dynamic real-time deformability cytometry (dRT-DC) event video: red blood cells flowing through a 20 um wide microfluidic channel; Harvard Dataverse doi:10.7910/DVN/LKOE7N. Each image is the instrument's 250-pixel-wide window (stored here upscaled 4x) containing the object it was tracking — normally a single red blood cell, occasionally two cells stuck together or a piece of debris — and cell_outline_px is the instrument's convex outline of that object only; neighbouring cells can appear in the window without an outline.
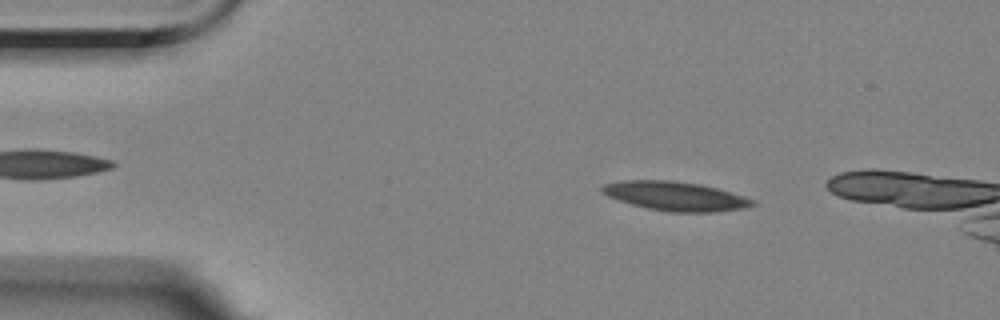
{"species": "Egyptian fruit bat (a non-hibernating species)", "species_latin": "Rousettus aegyptiacus", "temperature_condition": "room temperature", "stored_images_in_passage": 4, "camera_frame_rate_fps": 3000, "um_per_image_px": 0.085, "animal": {"sex": "female"}, "frame": {"image": 1, "passage_image": 2, "time_ms": 1.333, "image_size_px": [1000, 320], "cell_outline_px": [[760, 204], [748, 208], [716, 212], [672, 212], [648, 208], [632, 204], [608, 196], [600, 192], [600, 188], [604, 184], [620, 180], [672, 180], [700, 184], [716, 188], [744, 196], [756, 200]], "centroid_in_image_um": [57.47, 16.67], "position_along_channel_um": 27.5, "area_um2": 25.72}}